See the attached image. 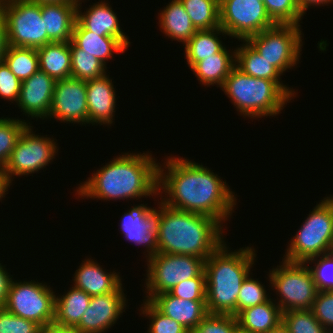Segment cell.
<instances>
[{
  "mask_svg": "<svg viewBox=\"0 0 333 333\" xmlns=\"http://www.w3.org/2000/svg\"><path fill=\"white\" fill-rule=\"evenodd\" d=\"M163 163H158L160 201L171 208L212 217L225 226L237 205L235 192L226 181L202 163L183 156H168Z\"/></svg>",
  "mask_w": 333,
  "mask_h": 333,
  "instance_id": "6da1fadb",
  "label": "cell"
},
{
  "mask_svg": "<svg viewBox=\"0 0 333 333\" xmlns=\"http://www.w3.org/2000/svg\"><path fill=\"white\" fill-rule=\"evenodd\" d=\"M151 153H121L106 165L98 168L83 183L78 184L75 194L82 199L139 200L158 192V163ZM132 198V199H131Z\"/></svg>",
  "mask_w": 333,
  "mask_h": 333,
  "instance_id": "7a4b0ae2",
  "label": "cell"
},
{
  "mask_svg": "<svg viewBox=\"0 0 333 333\" xmlns=\"http://www.w3.org/2000/svg\"><path fill=\"white\" fill-rule=\"evenodd\" d=\"M223 229L212 217L171 208L162 202L158 252L206 260L224 242Z\"/></svg>",
  "mask_w": 333,
  "mask_h": 333,
  "instance_id": "3957f363",
  "label": "cell"
},
{
  "mask_svg": "<svg viewBox=\"0 0 333 333\" xmlns=\"http://www.w3.org/2000/svg\"><path fill=\"white\" fill-rule=\"evenodd\" d=\"M229 249V250H228ZM224 241L204 262L208 314L237 315V297L256 261L255 248L230 251Z\"/></svg>",
  "mask_w": 333,
  "mask_h": 333,
  "instance_id": "277c9868",
  "label": "cell"
},
{
  "mask_svg": "<svg viewBox=\"0 0 333 333\" xmlns=\"http://www.w3.org/2000/svg\"><path fill=\"white\" fill-rule=\"evenodd\" d=\"M241 116L249 119L274 117L298 94L282 81L256 78L236 66L220 88Z\"/></svg>",
  "mask_w": 333,
  "mask_h": 333,
  "instance_id": "5b68a950",
  "label": "cell"
},
{
  "mask_svg": "<svg viewBox=\"0 0 333 333\" xmlns=\"http://www.w3.org/2000/svg\"><path fill=\"white\" fill-rule=\"evenodd\" d=\"M301 224L290 239L283 260L306 263L333 252V202L328 196L310 210Z\"/></svg>",
  "mask_w": 333,
  "mask_h": 333,
  "instance_id": "8992f818",
  "label": "cell"
},
{
  "mask_svg": "<svg viewBox=\"0 0 333 333\" xmlns=\"http://www.w3.org/2000/svg\"><path fill=\"white\" fill-rule=\"evenodd\" d=\"M281 262L267 274L271 289L277 295L275 303L282 312L311 309L318 289L309 265L283 259Z\"/></svg>",
  "mask_w": 333,
  "mask_h": 333,
  "instance_id": "52a82bcc",
  "label": "cell"
},
{
  "mask_svg": "<svg viewBox=\"0 0 333 333\" xmlns=\"http://www.w3.org/2000/svg\"><path fill=\"white\" fill-rule=\"evenodd\" d=\"M301 25L276 24L246 41L283 75L299 64L303 46Z\"/></svg>",
  "mask_w": 333,
  "mask_h": 333,
  "instance_id": "ba28073f",
  "label": "cell"
},
{
  "mask_svg": "<svg viewBox=\"0 0 333 333\" xmlns=\"http://www.w3.org/2000/svg\"><path fill=\"white\" fill-rule=\"evenodd\" d=\"M145 300L169 292L178 283L197 277L204 270L203 258L193 255L157 253L146 261Z\"/></svg>",
  "mask_w": 333,
  "mask_h": 333,
  "instance_id": "9c48e42d",
  "label": "cell"
},
{
  "mask_svg": "<svg viewBox=\"0 0 333 333\" xmlns=\"http://www.w3.org/2000/svg\"><path fill=\"white\" fill-rule=\"evenodd\" d=\"M7 26L8 46L39 48L51 43L42 20L41 4L28 0L0 3Z\"/></svg>",
  "mask_w": 333,
  "mask_h": 333,
  "instance_id": "30bf717a",
  "label": "cell"
},
{
  "mask_svg": "<svg viewBox=\"0 0 333 333\" xmlns=\"http://www.w3.org/2000/svg\"><path fill=\"white\" fill-rule=\"evenodd\" d=\"M55 295L46 282L12 279L4 308L44 328L54 321Z\"/></svg>",
  "mask_w": 333,
  "mask_h": 333,
  "instance_id": "8fae6325",
  "label": "cell"
},
{
  "mask_svg": "<svg viewBox=\"0 0 333 333\" xmlns=\"http://www.w3.org/2000/svg\"><path fill=\"white\" fill-rule=\"evenodd\" d=\"M33 131L31 124L24 129L3 170L11 184L14 176H28L46 168L58 154L59 146L53 137Z\"/></svg>",
  "mask_w": 333,
  "mask_h": 333,
  "instance_id": "7c38bea8",
  "label": "cell"
},
{
  "mask_svg": "<svg viewBox=\"0 0 333 333\" xmlns=\"http://www.w3.org/2000/svg\"><path fill=\"white\" fill-rule=\"evenodd\" d=\"M219 8L220 27L238 41L276 25L261 0H219Z\"/></svg>",
  "mask_w": 333,
  "mask_h": 333,
  "instance_id": "4fadbf2b",
  "label": "cell"
},
{
  "mask_svg": "<svg viewBox=\"0 0 333 333\" xmlns=\"http://www.w3.org/2000/svg\"><path fill=\"white\" fill-rule=\"evenodd\" d=\"M158 208L149 207L147 204H135L122 215L120 222V231L126 240L145 246L147 254L145 258L158 253V231L159 223L162 216V201L159 202ZM155 208V209H154Z\"/></svg>",
  "mask_w": 333,
  "mask_h": 333,
  "instance_id": "5bb4252c",
  "label": "cell"
},
{
  "mask_svg": "<svg viewBox=\"0 0 333 333\" xmlns=\"http://www.w3.org/2000/svg\"><path fill=\"white\" fill-rule=\"evenodd\" d=\"M88 124L86 81L69 77L56 80L48 120Z\"/></svg>",
  "mask_w": 333,
  "mask_h": 333,
  "instance_id": "9a60e30c",
  "label": "cell"
},
{
  "mask_svg": "<svg viewBox=\"0 0 333 333\" xmlns=\"http://www.w3.org/2000/svg\"><path fill=\"white\" fill-rule=\"evenodd\" d=\"M121 283L113 292L91 296L89 307L75 327L80 333H105L127 309L128 299ZM125 308V309H124Z\"/></svg>",
  "mask_w": 333,
  "mask_h": 333,
  "instance_id": "2e32d148",
  "label": "cell"
},
{
  "mask_svg": "<svg viewBox=\"0 0 333 333\" xmlns=\"http://www.w3.org/2000/svg\"><path fill=\"white\" fill-rule=\"evenodd\" d=\"M56 80L45 72L38 70L21 82L17 106L28 118L46 119L52 104Z\"/></svg>",
  "mask_w": 333,
  "mask_h": 333,
  "instance_id": "e0dca14e",
  "label": "cell"
},
{
  "mask_svg": "<svg viewBox=\"0 0 333 333\" xmlns=\"http://www.w3.org/2000/svg\"><path fill=\"white\" fill-rule=\"evenodd\" d=\"M107 74L86 81L88 124L92 126L104 124L108 127L114 124L116 90L113 79Z\"/></svg>",
  "mask_w": 333,
  "mask_h": 333,
  "instance_id": "ac0fdd59",
  "label": "cell"
},
{
  "mask_svg": "<svg viewBox=\"0 0 333 333\" xmlns=\"http://www.w3.org/2000/svg\"><path fill=\"white\" fill-rule=\"evenodd\" d=\"M82 1L77 2V21L88 31L98 36L117 38L127 49L131 44L129 36L120 27V21L111 5L105 0L92 3L89 8L81 10Z\"/></svg>",
  "mask_w": 333,
  "mask_h": 333,
  "instance_id": "d6986e66",
  "label": "cell"
},
{
  "mask_svg": "<svg viewBox=\"0 0 333 333\" xmlns=\"http://www.w3.org/2000/svg\"><path fill=\"white\" fill-rule=\"evenodd\" d=\"M150 302L161 313L180 323L190 333L208 315L206 301L185 300L169 292L155 295Z\"/></svg>",
  "mask_w": 333,
  "mask_h": 333,
  "instance_id": "ffe728a7",
  "label": "cell"
},
{
  "mask_svg": "<svg viewBox=\"0 0 333 333\" xmlns=\"http://www.w3.org/2000/svg\"><path fill=\"white\" fill-rule=\"evenodd\" d=\"M107 271L95 260L87 257L75 271L72 284L90 296L113 292L122 283V277L114 270Z\"/></svg>",
  "mask_w": 333,
  "mask_h": 333,
  "instance_id": "44dd1931",
  "label": "cell"
},
{
  "mask_svg": "<svg viewBox=\"0 0 333 333\" xmlns=\"http://www.w3.org/2000/svg\"><path fill=\"white\" fill-rule=\"evenodd\" d=\"M47 38L51 42H70L77 20V2L41 4Z\"/></svg>",
  "mask_w": 333,
  "mask_h": 333,
  "instance_id": "7402d4cb",
  "label": "cell"
},
{
  "mask_svg": "<svg viewBox=\"0 0 333 333\" xmlns=\"http://www.w3.org/2000/svg\"><path fill=\"white\" fill-rule=\"evenodd\" d=\"M282 313L270 298L265 303L240 311L236 315L238 329L246 333H268L282 322Z\"/></svg>",
  "mask_w": 333,
  "mask_h": 333,
  "instance_id": "603a6c76",
  "label": "cell"
},
{
  "mask_svg": "<svg viewBox=\"0 0 333 333\" xmlns=\"http://www.w3.org/2000/svg\"><path fill=\"white\" fill-rule=\"evenodd\" d=\"M225 46L220 52L214 56L206 57L197 62L192 68L193 74L197 76L199 84L210 87H222L225 79L231 70L236 66V49H229Z\"/></svg>",
  "mask_w": 333,
  "mask_h": 333,
  "instance_id": "cb8c5ba5",
  "label": "cell"
},
{
  "mask_svg": "<svg viewBox=\"0 0 333 333\" xmlns=\"http://www.w3.org/2000/svg\"><path fill=\"white\" fill-rule=\"evenodd\" d=\"M71 41L85 53L93 55L105 66L108 60L113 59L115 53L123 54L127 49L117 38L98 36L96 33L86 30L77 20Z\"/></svg>",
  "mask_w": 333,
  "mask_h": 333,
  "instance_id": "d4e9b609",
  "label": "cell"
},
{
  "mask_svg": "<svg viewBox=\"0 0 333 333\" xmlns=\"http://www.w3.org/2000/svg\"><path fill=\"white\" fill-rule=\"evenodd\" d=\"M159 12L160 31L172 41L177 40L184 45L197 31L180 0H171Z\"/></svg>",
  "mask_w": 333,
  "mask_h": 333,
  "instance_id": "484cf974",
  "label": "cell"
},
{
  "mask_svg": "<svg viewBox=\"0 0 333 333\" xmlns=\"http://www.w3.org/2000/svg\"><path fill=\"white\" fill-rule=\"evenodd\" d=\"M91 296L71 285L63 295H55L54 323L61 326L76 327L86 309Z\"/></svg>",
  "mask_w": 333,
  "mask_h": 333,
  "instance_id": "4316f807",
  "label": "cell"
},
{
  "mask_svg": "<svg viewBox=\"0 0 333 333\" xmlns=\"http://www.w3.org/2000/svg\"><path fill=\"white\" fill-rule=\"evenodd\" d=\"M39 70L55 80L71 77V51L69 42H51L36 49Z\"/></svg>",
  "mask_w": 333,
  "mask_h": 333,
  "instance_id": "83f0119b",
  "label": "cell"
},
{
  "mask_svg": "<svg viewBox=\"0 0 333 333\" xmlns=\"http://www.w3.org/2000/svg\"><path fill=\"white\" fill-rule=\"evenodd\" d=\"M220 35L225 38L228 36L221 27L212 30H197L192 38L183 45L188 67L192 68L197 62L220 52L225 47Z\"/></svg>",
  "mask_w": 333,
  "mask_h": 333,
  "instance_id": "f1b7e54d",
  "label": "cell"
},
{
  "mask_svg": "<svg viewBox=\"0 0 333 333\" xmlns=\"http://www.w3.org/2000/svg\"><path fill=\"white\" fill-rule=\"evenodd\" d=\"M240 47H236V67L243 73L256 78H264L273 81H281L283 75L276 67L271 65L265 58L247 42L240 41Z\"/></svg>",
  "mask_w": 333,
  "mask_h": 333,
  "instance_id": "f546056e",
  "label": "cell"
},
{
  "mask_svg": "<svg viewBox=\"0 0 333 333\" xmlns=\"http://www.w3.org/2000/svg\"><path fill=\"white\" fill-rule=\"evenodd\" d=\"M197 30L220 27L219 0H180Z\"/></svg>",
  "mask_w": 333,
  "mask_h": 333,
  "instance_id": "4dcf8cb0",
  "label": "cell"
},
{
  "mask_svg": "<svg viewBox=\"0 0 333 333\" xmlns=\"http://www.w3.org/2000/svg\"><path fill=\"white\" fill-rule=\"evenodd\" d=\"M3 60L20 81L28 79L39 70L36 48L8 46Z\"/></svg>",
  "mask_w": 333,
  "mask_h": 333,
  "instance_id": "1f68e13d",
  "label": "cell"
},
{
  "mask_svg": "<svg viewBox=\"0 0 333 333\" xmlns=\"http://www.w3.org/2000/svg\"><path fill=\"white\" fill-rule=\"evenodd\" d=\"M71 51V77L79 80H91L104 76L107 66L89 53H85L72 41L69 42Z\"/></svg>",
  "mask_w": 333,
  "mask_h": 333,
  "instance_id": "d6a6232c",
  "label": "cell"
},
{
  "mask_svg": "<svg viewBox=\"0 0 333 333\" xmlns=\"http://www.w3.org/2000/svg\"><path fill=\"white\" fill-rule=\"evenodd\" d=\"M30 124L19 118H0V170H4L20 135Z\"/></svg>",
  "mask_w": 333,
  "mask_h": 333,
  "instance_id": "836d02e7",
  "label": "cell"
},
{
  "mask_svg": "<svg viewBox=\"0 0 333 333\" xmlns=\"http://www.w3.org/2000/svg\"><path fill=\"white\" fill-rule=\"evenodd\" d=\"M282 322L289 333H330L315 318L311 309L283 312Z\"/></svg>",
  "mask_w": 333,
  "mask_h": 333,
  "instance_id": "e575fe53",
  "label": "cell"
},
{
  "mask_svg": "<svg viewBox=\"0 0 333 333\" xmlns=\"http://www.w3.org/2000/svg\"><path fill=\"white\" fill-rule=\"evenodd\" d=\"M139 312L140 315L150 320L147 333H190L180 323L161 313L149 300H145V298Z\"/></svg>",
  "mask_w": 333,
  "mask_h": 333,
  "instance_id": "d590c367",
  "label": "cell"
},
{
  "mask_svg": "<svg viewBox=\"0 0 333 333\" xmlns=\"http://www.w3.org/2000/svg\"><path fill=\"white\" fill-rule=\"evenodd\" d=\"M268 15L276 24L300 25L304 14L298 0H264Z\"/></svg>",
  "mask_w": 333,
  "mask_h": 333,
  "instance_id": "8d00e7d4",
  "label": "cell"
},
{
  "mask_svg": "<svg viewBox=\"0 0 333 333\" xmlns=\"http://www.w3.org/2000/svg\"><path fill=\"white\" fill-rule=\"evenodd\" d=\"M250 275L247 276L241 285L237 297V314L245 308L265 303L271 298L269 293L267 294L265 285Z\"/></svg>",
  "mask_w": 333,
  "mask_h": 333,
  "instance_id": "74e56055",
  "label": "cell"
},
{
  "mask_svg": "<svg viewBox=\"0 0 333 333\" xmlns=\"http://www.w3.org/2000/svg\"><path fill=\"white\" fill-rule=\"evenodd\" d=\"M318 291H333V252L313 257L307 262ZM314 264L310 266V264Z\"/></svg>",
  "mask_w": 333,
  "mask_h": 333,
  "instance_id": "f35d334b",
  "label": "cell"
},
{
  "mask_svg": "<svg viewBox=\"0 0 333 333\" xmlns=\"http://www.w3.org/2000/svg\"><path fill=\"white\" fill-rule=\"evenodd\" d=\"M169 293L185 300L206 301L205 271L203 270L197 277L178 283Z\"/></svg>",
  "mask_w": 333,
  "mask_h": 333,
  "instance_id": "ab89813d",
  "label": "cell"
},
{
  "mask_svg": "<svg viewBox=\"0 0 333 333\" xmlns=\"http://www.w3.org/2000/svg\"><path fill=\"white\" fill-rule=\"evenodd\" d=\"M237 329L236 316L208 314L191 333H234Z\"/></svg>",
  "mask_w": 333,
  "mask_h": 333,
  "instance_id": "60d3db41",
  "label": "cell"
},
{
  "mask_svg": "<svg viewBox=\"0 0 333 333\" xmlns=\"http://www.w3.org/2000/svg\"><path fill=\"white\" fill-rule=\"evenodd\" d=\"M0 333H42V327L0 308Z\"/></svg>",
  "mask_w": 333,
  "mask_h": 333,
  "instance_id": "b9f144b4",
  "label": "cell"
},
{
  "mask_svg": "<svg viewBox=\"0 0 333 333\" xmlns=\"http://www.w3.org/2000/svg\"><path fill=\"white\" fill-rule=\"evenodd\" d=\"M311 311L329 332H333V291H318Z\"/></svg>",
  "mask_w": 333,
  "mask_h": 333,
  "instance_id": "7bdbcfd3",
  "label": "cell"
},
{
  "mask_svg": "<svg viewBox=\"0 0 333 333\" xmlns=\"http://www.w3.org/2000/svg\"><path fill=\"white\" fill-rule=\"evenodd\" d=\"M21 82L10 70L9 66L3 60L0 62V96L8 102L17 103ZM14 101V102H13Z\"/></svg>",
  "mask_w": 333,
  "mask_h": 333,
  "instance_id": "ee69618b",
  "label": "cell"
},
{
  "mask_svg": "<svg viewBox=\"0 0 333 333\" xmlns=\"http://www.w3.org/2000/svg\"><path fill=\"white\" fill-rule=\"evenodd\" d=\"M1 264L2 263H0V308H4L13 275L5 268L6 265L3 266Z\"/></svg>",
  "mask_w": 333,
  "mask_h": 333,
  "instance_id": "f6af8a7d",
  "label": "cell"
},
{
  "mask_svg": "<svg viewBox=\"0 0 333 333\" xmlns=\"http://www.w3.org/2000/svg\"><path fill=\"white\" fill-rule=\"evenodd\" d=\"M8 48L7 26L4 14L0 10V62L3 61L5 52Z\"/></svg>",
  "mask_w": 333,
  "mask_h": 333,
  "instance_id": "bcb514c9",
  "label": "cell"
},
{
  "mask_svg": "<svg viewBox=\"0 0 333 333\" xmlns=\"http://www.w3.org/2000/svg\"><path fill=\"white\" fill-rule=\"evenodd\" d=\"M42 333H80L75 327L61 326L58 324L50 323L42 328Z\"/></svg>",
  "mask_w": 333,
  "mask_h": 333,
  "instance_id": "7dc6e473",
  "label": "cell"
},
{
  "mask_svg": "<svg viewBox=\"0 0 333 333\" xmlns=\"http://www.w3.org/2000/svg\"><path fill=\"white\" fill-rule=\"evenodd\" d=\"M329 4H333V0H298V5L303 14L306 13L309 7L311 8L312 6H314L315 8V6L318 7Z\"/></svg>",
  "mask_w": 333,
  "mask_h": 333,
  "instance_id": "c3c4849f",
  "label": "cell"
},
{
  "mask_svg": "<svg viewBox=\"0 0 333 333\" xmlns=\"http://www.w3.org/2000/svg\"><path fill=\"white\" fill-rule=\"evenodd\" d=\"M12 184L8 180L7 176L3 173V170H0V201L7 195Z\"/></svg>",
  "mask_w": 333,
  "mask_h": 333,
  "instance_id": "681fc988",
  "label": "cell"
},
{
  "mask_svg": "<svg viewBox=\"0 0 333 333\" xmlns=\"http://www.w3.org/2000/svg\"><path fill=\"white\" fill-rule=\"evenodd\" d=\"M268 333H289V330L287 329V327L283 324V322H281L277 327H275L274 329H272L270 332Z\"/></svg>",
  "mask_w": 333,
  "mask_h": 333,
  "instance_id": "f907efd6",
  "label": "cell"
},
{
  "mask_svg": "<svg viewBox=\"0 0 333 333\" xmlns=\"http://www.w3.org/2000/svg\"><path fill=\"white\" fill-rule=\"evenodd\" d=\"M34 3L38 4H44V3H60V2H75L72 0H28Z\"/></svg>",
  "mask_w": 333,
  "mask_h": 333,
  "instance_id": "816d5d0a",
  "label": "cell"
},
{
  "mask_svg": "<svg viewBox=\"0 0 333 333\" xmlns=\"http://www.w3.org/2000/svg\"><path fill=\"white\" fill-rule=\"evenodd\" d=\"M234 333H246V332H243V331L237 329Z\"/></svg>",
  "mask_w": 333,
  "mask_h": 333,
  "instance_id": "f5cc1de1",
  "label": "cell"
},
{
  "mask_svg": "<svg viewBox=\"0 0 333 333\" xmlns=\"http://www.w3.org/2000/svg\"><path fill=\"white\" fill-rule=\"evenodd\" d=\"M72 1H75V2L82 1V2H84V4H85V1H84V0H72Z\"/></svg>",
  "mask_w": 333,
  "mask_h": 333,
  "instance_id": "db71d44e",
  "label": "cell"
},
{
  "mask_svg": "<svg viewBox=\"0 0 333 333\" xmlns=\"http://www.w3.org/2000/svg\"><path fill=\"white\" fill-rule=\"evenodd\" d=\"M329 198H330V199L332 200V202H333V195H330Z\"/></svg>",
  "mask_w": 333,
  "mask_h": 333,
  "instance_id": "11a10c76",
  "label": "cell"
}]
</instances>
